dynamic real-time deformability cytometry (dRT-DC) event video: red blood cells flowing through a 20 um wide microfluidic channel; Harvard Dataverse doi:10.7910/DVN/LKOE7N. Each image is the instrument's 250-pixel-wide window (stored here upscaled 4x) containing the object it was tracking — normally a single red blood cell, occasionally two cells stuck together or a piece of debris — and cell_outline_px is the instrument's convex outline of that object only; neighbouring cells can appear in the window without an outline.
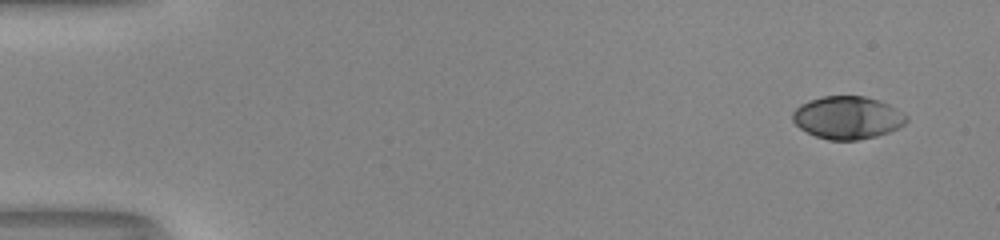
{"species": "human", "species_latin": "Homo sapiens", "temperature_condition": "room temperature", "stored_images_in_passage": 51, "camera_frame_rate_fps": 3000, "um_per_image_px": 0.085, "donor": {"sex": "male"}, "frame": {"image": 1, "passage_image": 1, "time_ms": 0.0, "image_size_px": [1000, 240], "cell_outline_px": [[908, 120], [904, 124], [888, 132], [876, 136], [856, 140], [828, 140], [816, 136], [800, 128], [792, 120], [792, 112], [800, 104], [808, 100], [824, 96], [864, 96], [880, 100], [888, 104], [908, 116]], "centroid_in_image_um": [72.02, 9.99], "position_along_channel_um": 13.0, "area_um2": 28.26}}
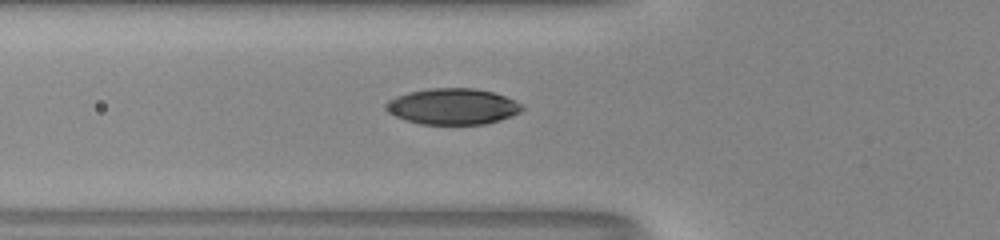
{"frame": {"image": 2, "passage_image": 18, "time_ms": 5.667, "image_size_px": [1000, 240], "cell_outline_px": [[524, 108], [520, 112], [512, 116], [500, 120], [484, 124], [420, 124], [396, 116], [388, 112], [384, 108], [384, 104], [388, 100], [396, 96], [408, 92], [428, 88], [476, 88], [492, 92], [504, 96], [524, 104]], "centroid_in_image_um": [38.48, 9.04], "position_along_channel_um": 87.3, "area_um2": 28.73}}
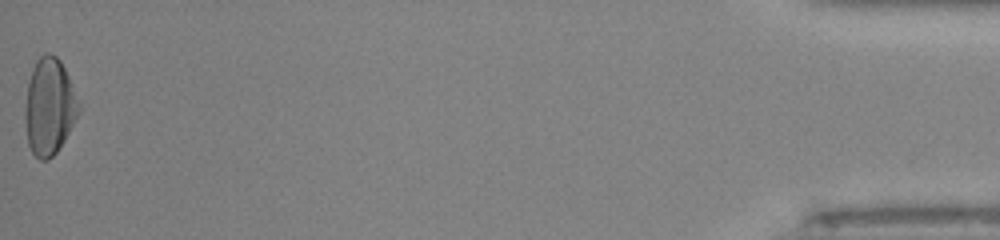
{"frame": {"image": 3, "passage_image": 51, "time_ms": 16.667, "image_size_px": [1000, 240], "cell_outline_px": [[80, 112], [64, 140], [56, 152], [48, 160], [40, 160], [32, 152], [28, 144], [24, 120], [24, 108], [28, 84], [32, 68], [36, 60], [44, 52], [48, 52], [56, 56], [60, 60], [68, 76], [80, 104]], "centroid_in_image_um": [4.18, 9.05], "position_along_channel_um": 431.0, "area_um2": 30.29}, "authors_computed_cell_mechanics": {"area_um2": 28.2642, "velocity_mm_per_s": 4.014, "shape_relaxation_time_tau1_ms": 3.9012, "shape_relaxation_time_tau2_ms": 0.8281, "deformation_change_tau1": 0.1929, "deformation_change_tau2": 0.0325}}